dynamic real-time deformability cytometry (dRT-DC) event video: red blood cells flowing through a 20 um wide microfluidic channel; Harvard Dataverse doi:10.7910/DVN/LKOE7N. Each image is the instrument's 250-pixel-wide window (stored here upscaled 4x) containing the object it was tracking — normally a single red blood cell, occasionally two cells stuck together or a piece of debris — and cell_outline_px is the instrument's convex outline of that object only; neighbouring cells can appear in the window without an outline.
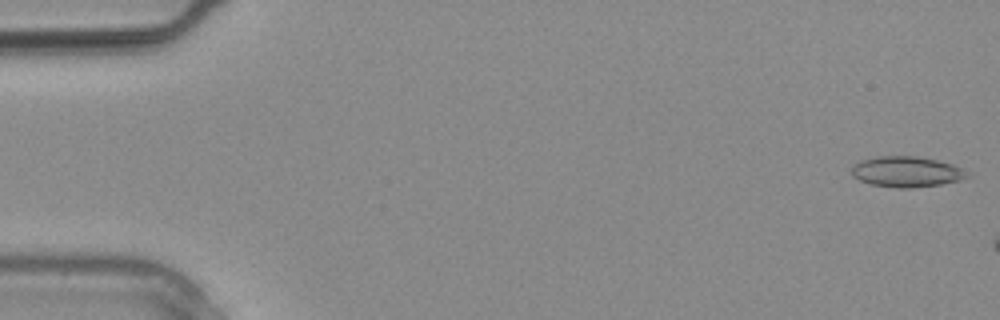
{"species": "common noctule bat (a hibernating species)", "species_latin": "Nyctalus noctula", "temperature_condition": "warm", "stored_images_in_passage": 3, "camera_frame_rate_fps": 3000, "um_per_image_px": 0.085, "animal": {"sex": "male", "body_mass_g": 20.4}, "frame": {"image": 1, "passage_image": 1, "time_ms": 0.0, "image_size_px": [1000, 320], "cell_outline_px": [[968, 176], [960, 180], [940, 184], [912, 188], [896, 188], [872, 184], [860, 180], [852, 176], [852, 168], [860, 160], [876, 156], [916, 156], [936, 160], [952, 164], [960, 168]], "centroid_in_image_um": [77.01, 14.59], "position_along_channel_um": 8.0, "area_um2": 20.35}}